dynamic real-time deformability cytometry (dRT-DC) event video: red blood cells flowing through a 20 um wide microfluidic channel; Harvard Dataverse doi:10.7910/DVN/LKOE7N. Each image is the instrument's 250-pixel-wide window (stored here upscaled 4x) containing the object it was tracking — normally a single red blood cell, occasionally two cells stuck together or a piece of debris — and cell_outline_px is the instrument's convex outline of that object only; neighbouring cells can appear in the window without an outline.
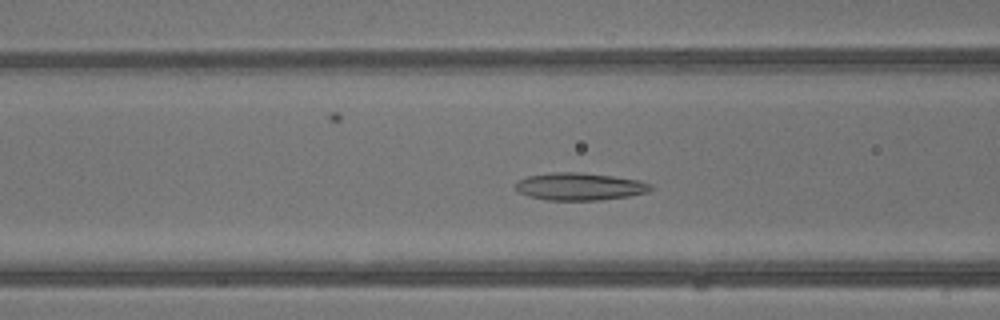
{"species": "common noctule bat (a hibernating species)", "species_latin": "Nyctalus noctula", "temperature_condition": "warm", "stored_images_in_passage": 41, "camera_frame_rate_fps": 3000, "um_per_image_px": 0.085, "animal": {"sex": "male", "body_mass_g": 13.3}, "frame": {"image": 1, "passage_image": 15, "time_ms": 4.667, "image_size_px": [1000, 320], "cell_outline_px": [[652, 188], [648, 192], [628, 196], [600, 200], [548, 200], [528, 196], [520, 192], [512, 184], [528, 176], [552, 172], [580, 172], [612, 176], [640, 180], [652, 184]], "centroid_in_image_um": [49.28, 15.85], "position_along_channel_um": 117.3, "area_um2": 21.62}}
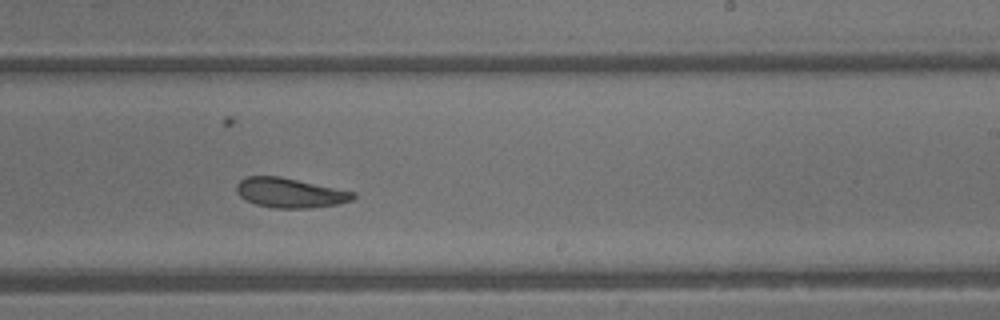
{"frame": {"image": 2, "passage_image": 24, "time_ms": 7.667, "image_size_px": [1000, 320], "cell_outline_px": [[356, 196], [352, 200], [336, 204], [308, 208], [276, 208], [256, 204], [244, 200], [236, 192], [236, 184], [244, 176], [280, 176], [356, 192]], "centroid_in_image_um": [24.62, 16.38], "position_along_channel_um": 264.4, "area_um2": 20.23}}
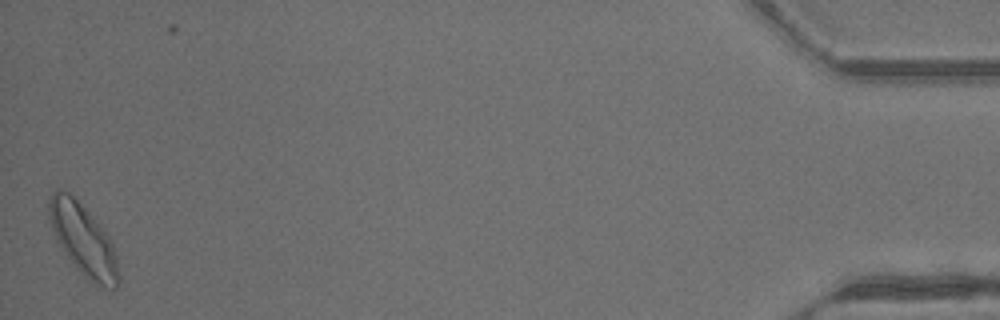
{"frame": {"image": 3, "passage_image": 40, "time_ms": 13.0, "image_size_px": [1000, 320], "cell_outline_px": [[120, 280], [116, 288], [112, 288], [92, 284], [76, 268], [56, 240], [48, 216], [48, 200], [52, 192], [56, 188], [60, 188], [68, 192], [104, 228], [112, 244], [116, 256], [120, 276]], "centroid_in_image_um": [7.07, 20.39], "position_along_channel_um": 428.1, "area_um2": 28.9}, "authors_computed_cell_mechanics": {"area_um2": 22.0796, "velocity_mm_per_s": 4.904, "shape_relaxation_time_tau1_ms": null, "shape_relaxation_time_tau2_ms": 4.25, "deformation_change_tau1": null, "deformation_change_tau2": 0.1156}}